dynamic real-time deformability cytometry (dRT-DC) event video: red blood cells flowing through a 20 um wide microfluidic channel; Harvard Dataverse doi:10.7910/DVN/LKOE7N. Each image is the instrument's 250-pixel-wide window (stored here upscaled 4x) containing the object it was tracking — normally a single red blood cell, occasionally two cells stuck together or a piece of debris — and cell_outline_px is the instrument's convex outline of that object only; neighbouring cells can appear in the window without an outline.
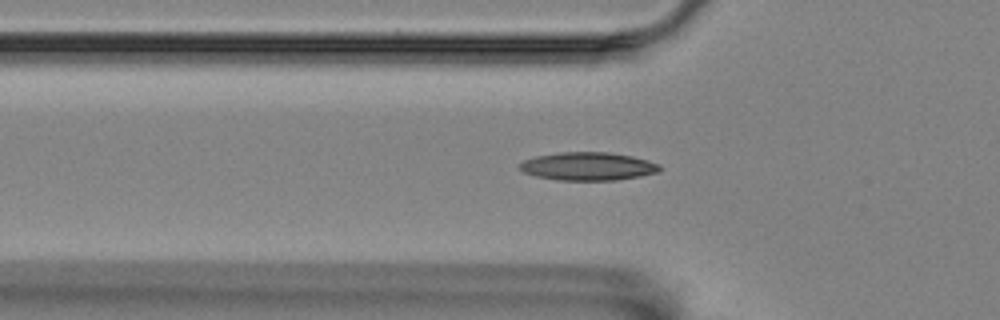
{"species": "Egyptian fruit bat (a non-hibernating species)", "species_latin": "Rousettus aegyptiacus", "temperature_condition": "room temperature", "stored_images_in_passage": 40, "camera_frame_rate_fps": 3000, "um_per_image_px": 0.085, "animal": {"sex": "female"}, "frame": {"image": 1, "passage_image": 2, "time_ms": 0.333, "image_size_px": [1000, 320], "cell_outline_px": [[664, 168], [660, 172], [640, 176], [616, 180], [556, 180], [536, 176], [524, 172], [520, 168], [520, 164], [524, 160], [536, 156], [560, 152], [608, 152], [632, 156], [648, 160], [660, 164]], "centroid_in_image_um": [50.04, 14.14], "position_along_channel_um": 75.8, "area_um2": 23.06}}
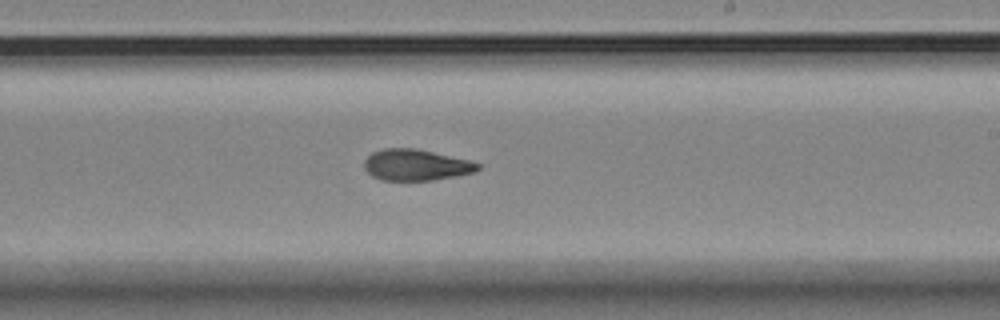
{"frame": {"image": 2, "passage_image": 17, "time_ms": 5.333, "image_size_px": [1000, 320], "cell_outline_px": [[480, 168], [476, 172], [456, 176], [432, 180], [380, 180], [372, 176], [364, 168], [364, 160], [372, 152], [384, 148], [416, 148], [468, 160], [480, 164]], "centroid_in_image_um": [35.34, 14.02], "position_along_channel_um": 253.7, "area_um2": 20.63}}
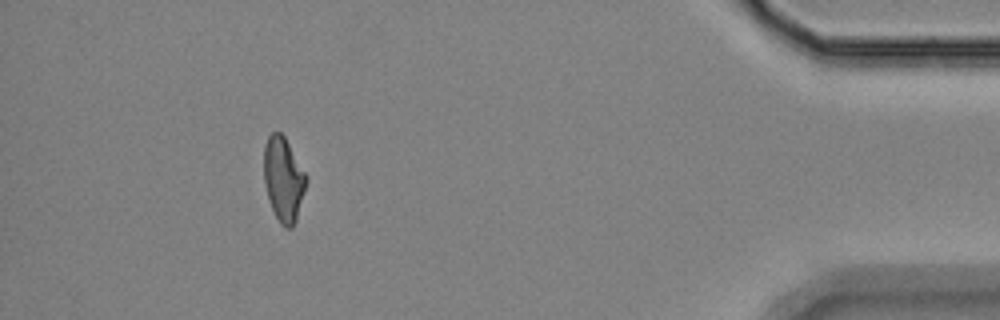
{"frame": {"image": 3, "passage_image": 35, "time_ms": 11.333, "image_size_px": [1000, 320], "cell_outline_px": [[308, 180], [296, 220], [292, 228], [284, 228], [280, 224], [268, 200], [264, 180], [264, 144], [268, 136], [272, 132], [280, 132], [284, 136], [308, 176]], "centroid_in_image_um": [24.1, 15.24], "position_along_channel_um": 411.1, "area_um2": 20.92}, "authors_computed_cell_mechanics": {"area_um2": 21.2126, "velocity_mm_per_s": 3.5302, "shape_relaxation_time_tau1_ms": null, "shape_relaxation_time_tau2_ms": 3.5267, "deformation_change_tau1": null, "deformation_change_tau2": 0.1048}}